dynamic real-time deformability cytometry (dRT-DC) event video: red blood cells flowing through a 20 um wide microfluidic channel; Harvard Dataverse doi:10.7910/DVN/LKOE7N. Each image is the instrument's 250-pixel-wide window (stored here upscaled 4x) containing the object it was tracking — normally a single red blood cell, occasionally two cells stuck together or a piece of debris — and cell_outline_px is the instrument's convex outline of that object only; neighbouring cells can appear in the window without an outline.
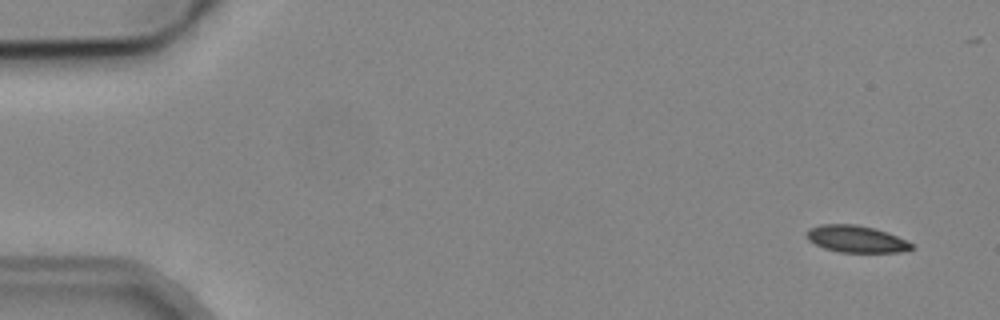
{"species": "common noctule bat (a hibernating species)", "species_latin": "Nyctalus noctula", "temperature_condition": "cold", "stored_images_in_passage": 5, "camera_frame_rate_fps": 3000, "um_per_image_px": 0.085, "animal": {"sex": "male", "body_mass_g": 19.2, "forearm_length_mm": 51.8}, "frame": {"image": 1, "passage_image": 2, "time_ms": 1.0, "image_size_px": [1000, 320], "cell_outline_px": [[916, 248], [900, 252], [840, 252], [824, 248], [808, 240], [804, 236], [804, 232], [808, 228], [820, 224], [856, 224], [872, 228], [896, 236], [912, 244]], "centroid_in_image_um": [72.7, 20.31], "position_along_channel_um": 12.3, "area_um2": 16.42}}